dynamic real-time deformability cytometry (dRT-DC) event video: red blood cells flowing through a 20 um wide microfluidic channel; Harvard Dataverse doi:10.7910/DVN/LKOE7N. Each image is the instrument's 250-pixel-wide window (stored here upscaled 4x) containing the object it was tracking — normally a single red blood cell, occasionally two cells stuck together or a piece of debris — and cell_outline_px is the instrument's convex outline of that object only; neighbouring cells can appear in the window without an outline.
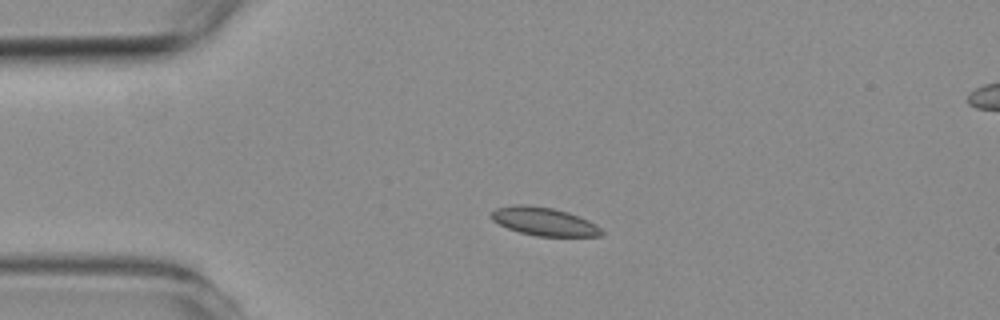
{"species": "common noctule bat (a hibernating species)", "species_latin": "Nyctalus noctula", "temperature_condition": "room temperature", "stored_images_in_passage": 3, "camera_frame_rate_fps": 3000, "um_per_image_px": 0.085, "animal": {"sex": "female", "body_mass_g": 19.3, "forearm_length_mm": 54.1}, "frame": {"image": 1, "passage_image": 1, "time_ms": 0.0, "image_size_px": [1000, 320], "cell_outline_px": [[604, 236], [536, 236], [520, 232], [508, 228], [492, 220], [492, 212], [496, 208], [516, 204], [528, 204], [552, 208], [568, 212], [588, 220], [596, 224], [604, 232]], "centroid_in_image_um": [46.27, 18.82], "position_along_channel_um": 38.7, "area_um2": 18.09}}